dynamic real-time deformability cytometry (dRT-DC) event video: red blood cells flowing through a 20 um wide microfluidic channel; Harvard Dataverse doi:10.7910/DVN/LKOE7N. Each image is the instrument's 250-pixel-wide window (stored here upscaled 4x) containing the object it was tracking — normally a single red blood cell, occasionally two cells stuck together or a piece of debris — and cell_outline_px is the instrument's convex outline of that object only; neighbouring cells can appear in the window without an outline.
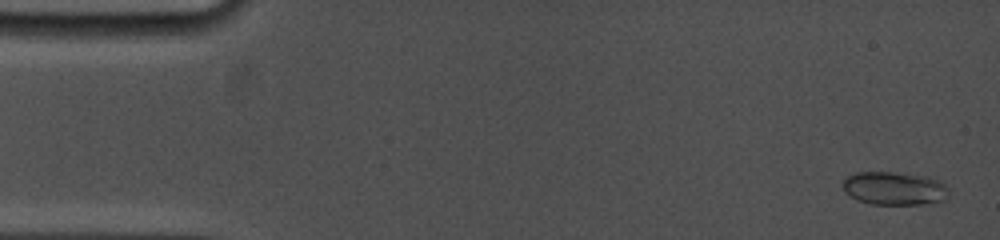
{"species": "common noctule bat (a hibernating species)", "species_latin": "Nyctalus noctula", "temperature_condition": "cold", "stored_images_in_passage": 13, "camera_frame_rate_fps": 5000, "um_per_image_px": 0.085, "animal": {"sex": "female", "body_mass_g": 19.0, "forearm_length_mm": 53.3}, "frame": {"image": 1, "passage_image": 1, "time_ms": 0.0, "image_size_px": [1000, 240], "cell_outline_px": [[948, 196], [944, 200], [920, 204], [872, 204], [856, 200], [844, 192], [840, 184], [848, 176], [856, 172], [892, 172], [928, 176], [944, 184], [948, 188]], "centroid_in_image_um": [75.97, 16.01], "position_along_channel_um": 9.0, "area_um2": 20.63}}
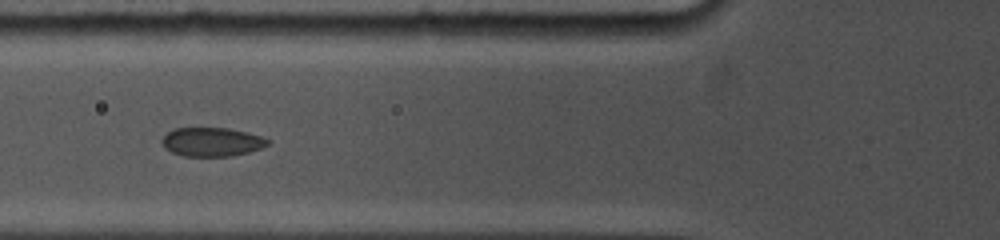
{"frame": {"image": 2, "passage_image": 12, "time_ms": 5.8, "image_size_px": [1000, 240], "cell_outline_px": [[268, 144], [260, 148], [248, 152], [232, 156], [184, 156], [172, 152], [164, 148], [160, 140], [168, 132], [176, 128], [228, 128], [248, 132], [260, 136], [268, 140]], "centroid_in_image_um": [17.97, 12.06], "position_along_channel_um": 107.8, "area_um2": 17.69}}
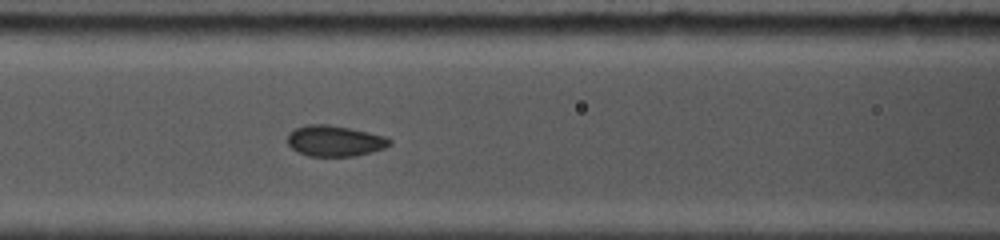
{"frame": {"image": 3, "passage_image": 13, "time_ms": 6.6, "image_size_px": [1000, 240], "cell_outline_px": [[392, 144], [384, 148], [372, 152], [356, 156], [308, 156], [292, 148], [288, 144], [288, 132], [296, 128], [308, 124], [328, 124], [368, 132], [384, 136], [392, 140]], "centroid_in_image_um": [28.46, 11.98], "position_along_channel_um": 138.1, "area_um2": 18.32}}